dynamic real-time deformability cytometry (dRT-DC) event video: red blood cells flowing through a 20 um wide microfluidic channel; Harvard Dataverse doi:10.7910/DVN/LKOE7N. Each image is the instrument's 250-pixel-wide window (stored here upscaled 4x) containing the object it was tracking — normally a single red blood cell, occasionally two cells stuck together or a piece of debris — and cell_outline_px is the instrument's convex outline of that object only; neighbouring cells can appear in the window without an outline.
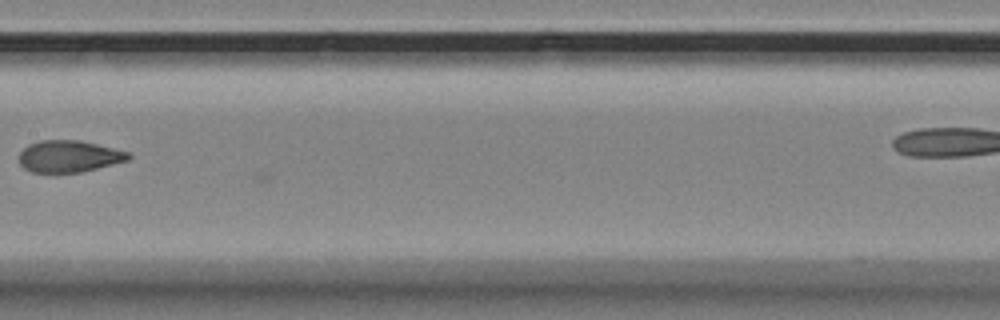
{"species": "Egyptian fruit bat (a non-hibernating species)", "species_latin": "Rousettus aegyptiacus", "temperature_condition": "room temperature", "stored_images_in_passage": 26, "camera_frame_rate_fps": 3000, "um_per_image_px": 0.085, "animal": {"sex": "female"}, "frame": {"image": 1, "passage_image": 14, "time_ms": 4.333, "image_size_px": [1000, 320], "cell_outline_px": [[132, 156], [128, 160], [80, 172], [32, 172], [24, 168], [20, 164], [20, 152], [28, 144], [40, 140], [80, 140], [128, 152]], "centroid_in_image_um": [5.84, 13.28], "position_along_channel_um": 201.6, "area_um2": 20.0}}
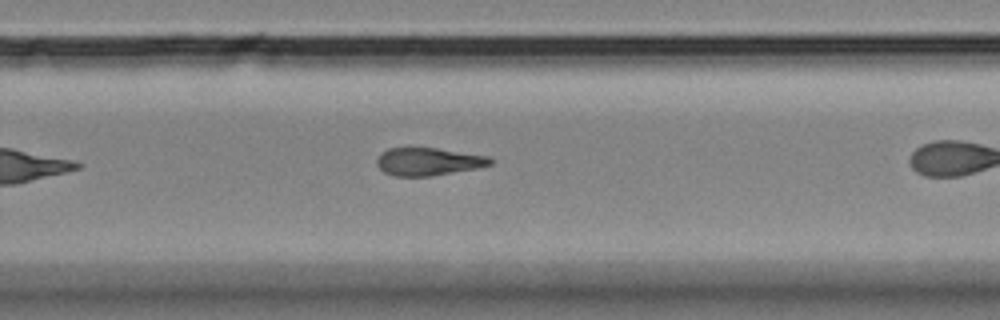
{"frame": {"image": 2, "passage_image": 18, "time_ms": 5.667, "image_size_px": [1000, 320], "cell_outline_px": [[496, 160], [492, 164], [476, 168], [428, 176], [392, 176], [384, 172], [376, 164], [376, 160], [380, 152], [388, 148], [436, 148], [488, 156]], "centroid_in_image_um": [36.38, 13.73], "position_along_channel_um": 293.4, "area_um2": 18.32}}